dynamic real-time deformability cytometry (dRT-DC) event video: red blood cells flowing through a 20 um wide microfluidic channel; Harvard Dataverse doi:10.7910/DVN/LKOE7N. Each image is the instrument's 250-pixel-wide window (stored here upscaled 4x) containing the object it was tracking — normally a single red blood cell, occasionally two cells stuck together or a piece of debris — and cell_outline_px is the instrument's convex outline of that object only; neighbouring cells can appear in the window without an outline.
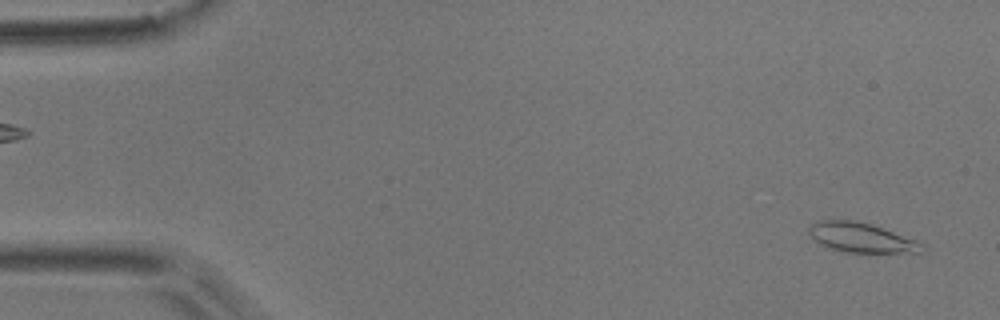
{"species": "common noctule bat (a hibernating species)", "species_latin": "Nyctalus noctula", "temperature_condition": "room temperature", "stored_images_in_passage": 53, "camera_frame_rate_fps": 3000, "um_per_image_px": 0.085, "animal": {"sex": "male", "body_mass_g": 17.9}, "frame": {"image": 1, "passage_image": 2, "time_ms": 0.333, "image_size_px": [1000, 320], "cell_outline_px": [[928, 248], [924, 252], [844, 252], [820, 244], [808, 232], [808, 228], [816, 220], [852, 220], [872, 224], [916, 240], [924, 244]], "centroid_in_image_um": [73.24, 20.19], "position_along_channel_um": 11.8, "area_um2": 19.42}}
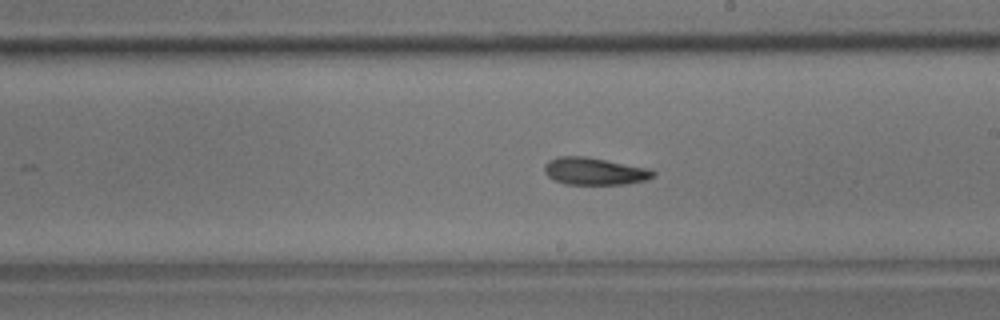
{"frame": {"image": 2, "passage_image": 30, "time_ms": 9.667, "image_size_px": [1000, 320], "cell_outline_px": [[656, 172], [648, 180], [628, 184], [564, 184], [548, 176], [544, 172], [544, 164], [548, 160], [556, 156], [588, 156], [652, 168]], "centroid_in_image_um": [50.56, 14.54], "position_along_channel_um": 238.4, "area_um2": 17.69}}
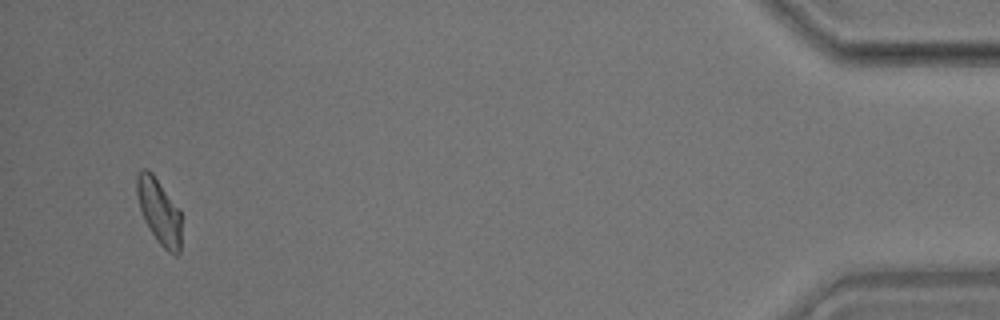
{"frame": {"image": 3, "passage_image": 51, "time_ms": 16.667, "image_size_px": [1000, 320], "cell_outline_px": [[180, 252], [176, 256], [168, 252], [156, 240], [148, 228], [144, 220], [140, 208], [136, 192], [136, 176], [140, 168], [148, 168], [152, 172], [180, 208]], "centroid_in_image_um": [13.51, 17.93], "position_along_channel_um": 421.7, "area_um2": 17.28}, "authors_computed_cell_mechanics": {"area_um2": 17.5712, "velocity_mm_per_s": 3.727, "shape_relaxation_time_tau1_ms": 6.4745, "shape_relaxation_time_tau2_ms": null, "deformation_change_tau1": 0.1635, "deformation_change_tau2": null}}